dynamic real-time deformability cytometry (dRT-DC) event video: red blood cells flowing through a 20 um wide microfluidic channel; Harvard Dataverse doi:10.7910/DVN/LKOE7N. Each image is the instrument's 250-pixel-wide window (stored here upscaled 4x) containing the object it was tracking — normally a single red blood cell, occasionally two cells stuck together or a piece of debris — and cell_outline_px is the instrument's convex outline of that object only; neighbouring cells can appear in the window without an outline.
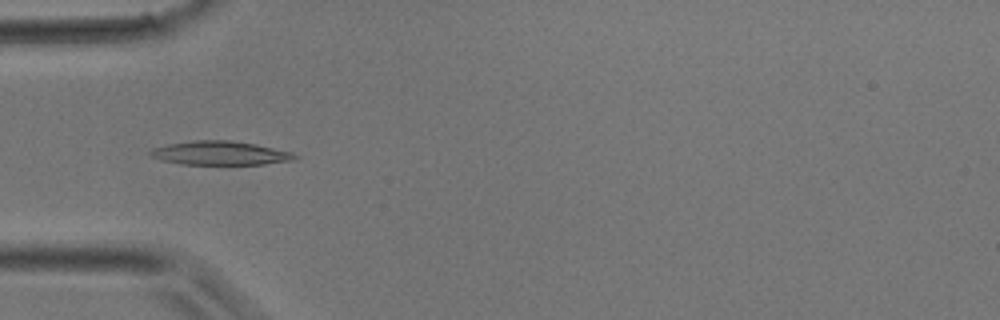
{"species": "common noctule bat (a hibernating species)", "species_latin": "Nyctalus noctula", "temperature_condition": "room temperature", "stored_images_in_passage": 30, "camera_frame_rate_fps": 3000, "um_per_image_px": 0.085, "animal": {"sex": "male", "body_mass_g": 17.9}, "frame": {"image": 1, "passage_image": 4, "time_ms": 1.0, "image_size_px": [1000, 320], "cell_outline_px": [[300, 156], [292, 160], [264, 164], [180, 164], [160, 160], [152, 156], [148, 152], [156, 148], [168, 144], [192, 140], [228, 140], [256, 144], [292, 152]], "centroid_in_image_um": [18.72, 13.01], "position_along_channel_um": 66.3, "area_um2": 19.94}}
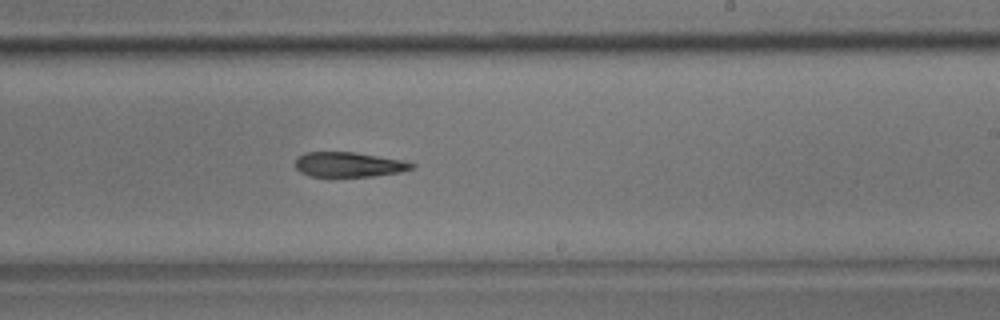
{"frame": {"image": 2, "passage_image": 15, "time_ms": 4.667, "image_size_px": [1000, 320], "cell_outline_px": [[416, 164], [412, 168], [400, 172], [372, 176], [308, 176], [300, 172], [296, 168], [296, 160], [304, 152], [356, 152], [400, 160]], "centroid_in_image_um": [29.62, 13.98], "position_along_channel_um": 259.4, "area_um2": 16.65}}
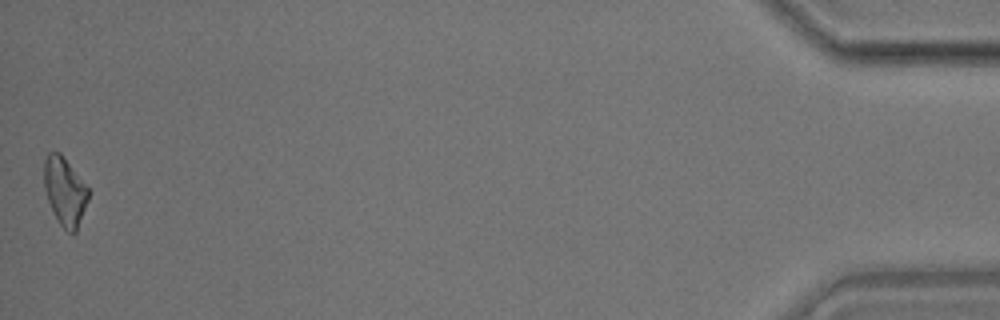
{"frame": {"image": 3, "passage_image": 30, "time_ms": 9.667, "image_size_px": [1000, 320], "cell_outline_px": [[88, 200], [76, 232], [72, 236], [60, 224], [52, 212], [44, 188], [44, 160], [48, 152], [60, 152], [88, 188]], "centroid_in_image_um": [5.49, 16.28], "position_along_channel_um": 429.7, "area_um2": 17.51}}